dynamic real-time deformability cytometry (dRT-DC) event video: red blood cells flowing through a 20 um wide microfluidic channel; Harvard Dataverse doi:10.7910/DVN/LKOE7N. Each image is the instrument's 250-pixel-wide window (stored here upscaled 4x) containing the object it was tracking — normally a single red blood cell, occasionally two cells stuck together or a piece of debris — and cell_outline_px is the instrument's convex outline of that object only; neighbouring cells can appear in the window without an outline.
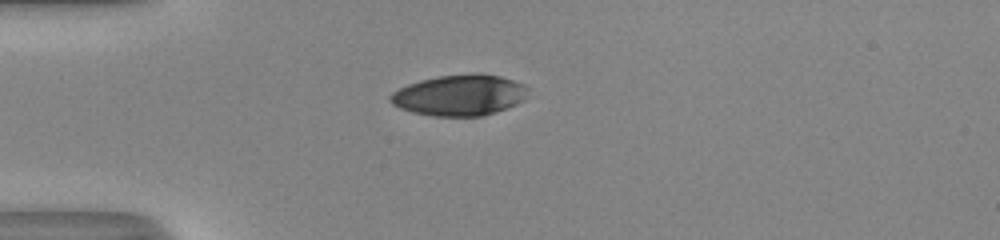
{"species": "human", "species_latin": "Homo sapiens", "temperature_condition": "room temperature", "stored_images_in_passage": 38, "camera_frame_rate_fps": 3000, "um_per_image_px": 0.085, "donor": {"sex": "male"}, "frame": {"image": 1, "passage_image": 1, "time_ms": 0.0, "image_size_px": [1000, 240], "cell_outline_px": [[528, 88], [524, 100], [516, 104], [496, 112], [480, 116], [432, 116], [412, 112], [400, 108], [392, 104], [388, 100], [388, 96], [392, 92], [408, 84], [420, 80], [440, 76], [472, 72], [480, 72], [500, 76], [524, 84]], "centroid_in_image_um": [39.05, 8.08], "position_along_channel_um": 45.9, "area_um2": 33.12}}
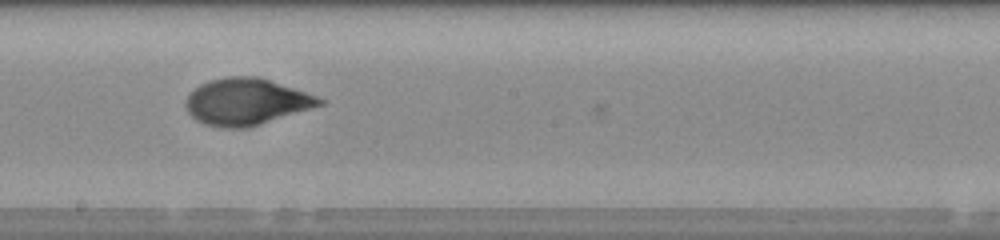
{"frame": {"image": 2, "passage_image": 16, "time_ms": 5.0, "image_size_px": [1000, 240], "cell_outline_px": [[324, 104], [248, 128], [220, 128], [204, 124], [196, 120], [188, 112], [184, 104], [188, 96], [200, 84], [208, 80], [228, 76], [256, 76], [316, 96], [324, 100]], "centroid_in_image_um": [20.89, 8.66], "position_along_channel_um": 227.3, "area_um2": 36.01}}
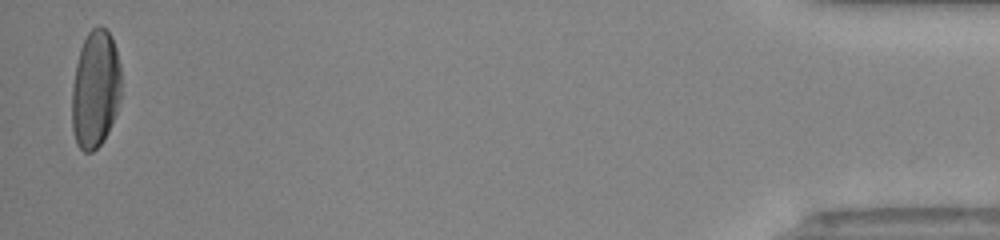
{"frame": {"image": 3, "passage_image": 37, "time_ms": 12.0, "image_size_px": [1000, 240], "cell_outline_px": [[120, 100], [112, 124], [104, 140], [92, 152], [84, 152], [76, 144], [72, 132], [72, 88], [76, 64], [80, 48], [88, 32], [92, 28], [100, 24], [112, 36], [116, 48], [120, 64]], "centroid_in_image_um": [8.1, 7.59], "position_along_channel_um": 427.1, "area_um2": 34.16}, "authors_computed_cell_mechanics": {"area_um2": 35.4892, "velocity_mm_per_s": 4.1313, "shape_relaxation_time_tau1_ms": 4.4724, "shape_relaxation_time_tau2_ms": 1.0378, "deformation_change_tau1": 0.2147, "deformation_change_tau2": 0.0557}}